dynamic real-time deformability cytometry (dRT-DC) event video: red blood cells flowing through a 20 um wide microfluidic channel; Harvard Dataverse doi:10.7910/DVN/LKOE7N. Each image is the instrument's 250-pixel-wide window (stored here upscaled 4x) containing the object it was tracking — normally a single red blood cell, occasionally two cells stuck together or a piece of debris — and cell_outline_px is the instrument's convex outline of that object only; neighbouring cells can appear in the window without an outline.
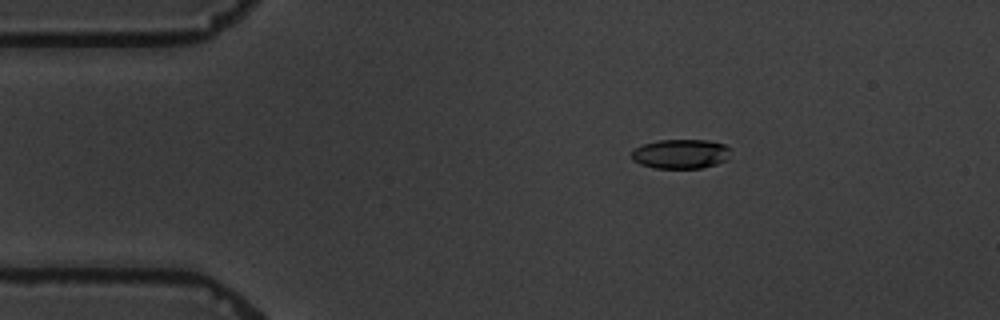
{"species": "common noctule bat (a hibernating species)", "species_latin": "Nyctalus noctula", "temperature_condition": "warm", "stored_images_in_passage": 8, "camera_frame_rate_fps": 3000, "um_per_image_px": 0.085, "animal": {"sex": "male", "body_mass_g": 19.5, "forearm_length_mm": 54.6}, "frame": {"image": 1, "passage_image": 3, "time_ms": 3.0, "image_size_px": [1000, 320], "cell_outline_px": [[732, 148], [728, 160], [716, 164], [700, 168], [656, 168], [640, 164], [632, 160], [632, 152], [636, 148], [644, 144], [660, 140], [708, 140], [724, 144]], "centroid_in_image_um": [57.91, 13.08], "position_along_channel_um": 27.1, "area_um2": 17.05}}
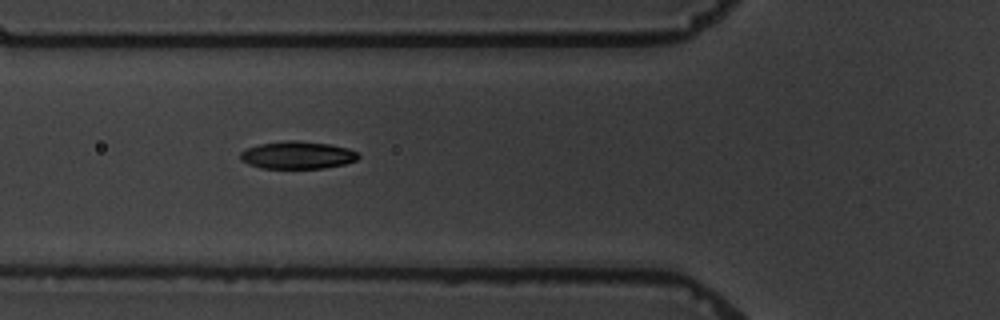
{"frame": {"image": 2, "passage_image": 6, "time_ms": 6.667, "image_size_px": [1000, 320], "cell_outline_px": [[360, 156], [356, 160], [344, 164], [324, 168], [260, 168], [248, 164], [240, 160], [240, 152], [248, 148], [260, 144], [288, 140], [292, 140], [328, 144], [348, 148], [356, 152]], "centroid_in_image_um": [25.26, 13.19], "position_along_channel_um": 100.5, "area_um2": 18.79}}
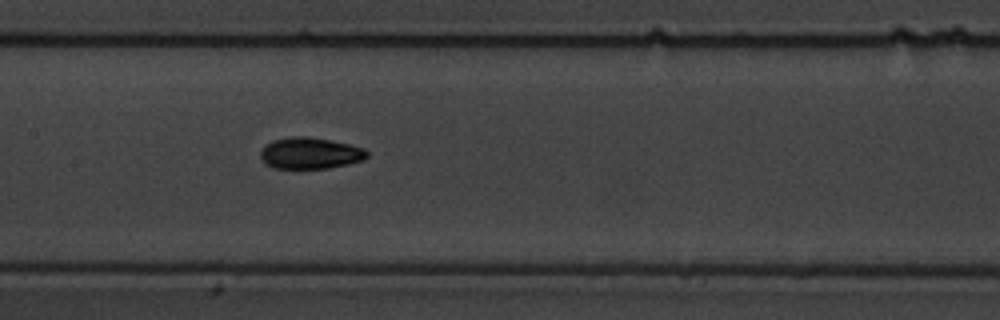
{"frame": {"image": 3, "passage_image": 8, "time_ms": 9.0, "image_size_px": [1000, 320], "cell_outline_px": [[368, 156], [364, 160], [348, 164], [328, 168], [272, 168], [264, 164], [260, 156], [260, 152], [264, 144], [272, 140], [292, 136], [308, 136], [348, 144], [364, 148], [368, 152]], "centroid_in_image_um": [26.32, 13.02], "position_along_channel_um": 181.1, "area_um2": 19.65}}